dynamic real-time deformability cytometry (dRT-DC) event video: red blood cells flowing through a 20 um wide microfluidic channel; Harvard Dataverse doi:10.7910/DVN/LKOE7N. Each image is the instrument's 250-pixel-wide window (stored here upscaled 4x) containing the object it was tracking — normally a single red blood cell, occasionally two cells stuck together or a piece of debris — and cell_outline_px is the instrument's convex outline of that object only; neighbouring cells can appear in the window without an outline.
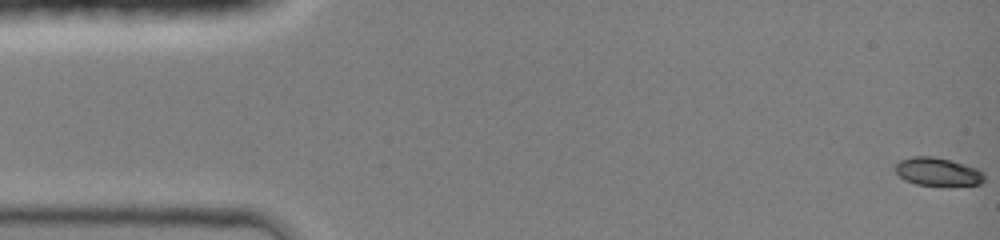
{"species": "common noctule bat (a hibernating species)", "species_latin": "Nyctalus noctula", "temperature_condition": "room temperature", "stored_images_in_passage": 45, "camera_frame_rate_fps": 3000, "um_per_image_px": 0.085, "animal": {"sex": "female", "body_mass_g": 19.0, "forearm_length_mm": 51.5}, "frame": {"image": 1, "passage_image": 1, "time_ms": 0.0, "image_size_px": [1000, 240], "cell_outline_px": [[984, 180], [980, 184], [916, 184], [904, 180], [896, 172], [896, 164], [900, 160], [912, 156], [932, 156], [948, 160], [976, 168], [984, 172]], "centroid_in_image_um": [79.68, 14.58], "position_along_channel_um": 5.3, "area_um2": 14.1}}
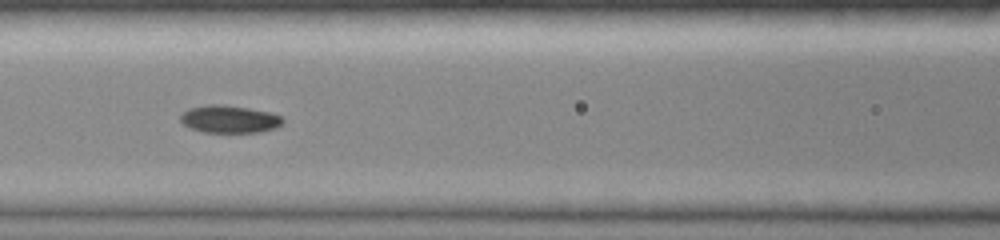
{"frame": {"image": 2, "passage_image": 20, "time_ms": 6.333, "image_size_px": [1000, 240], "cell_outline_px": [[284, 120], [276, 128], [260, 132], [204, 132], [192, 128], [184, 124], [180, 120], [180, 116], [188, 108], [208, 104], [220, 104], [248, 108], [268, 112], [280, 116]], "centroid_in_image_um": [19.48, 10.12], "position_along_channel_um": 147.1, "area_um2": 16.24}}
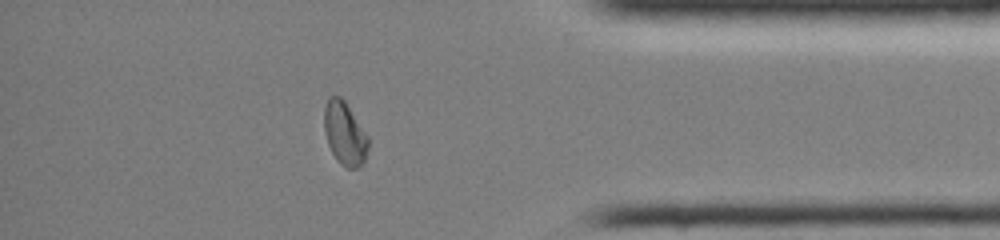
{"frame": {"image": 3, "passage_image": 39, "time_ms": 12.667, "image_size_px": [1000, 240], "cell_outline_px": [[368, 148], [364, 164], [360, 168], [344, 168], [336, 160], [328, 144], [324, 132], [324, 108], [328, 96], [340, 96], [344, 100], [368, 136]], "centroid_in_image_um": [29.3, 11.38], "position_along_channel_um": 405.9, "area_um2": 16.42}, "authors_computed_cell_mechanics": {"area_um2": 16.2418, "velocity_mm_per_s": 4.31, "shape_relaxation_time_tau1_ms": 6.0572, "shape_relaxation_time_tau2_ms": 1.8517, "deformation_change_tau1": 0.2101, "deformation_change_tau2": 0.0353}}